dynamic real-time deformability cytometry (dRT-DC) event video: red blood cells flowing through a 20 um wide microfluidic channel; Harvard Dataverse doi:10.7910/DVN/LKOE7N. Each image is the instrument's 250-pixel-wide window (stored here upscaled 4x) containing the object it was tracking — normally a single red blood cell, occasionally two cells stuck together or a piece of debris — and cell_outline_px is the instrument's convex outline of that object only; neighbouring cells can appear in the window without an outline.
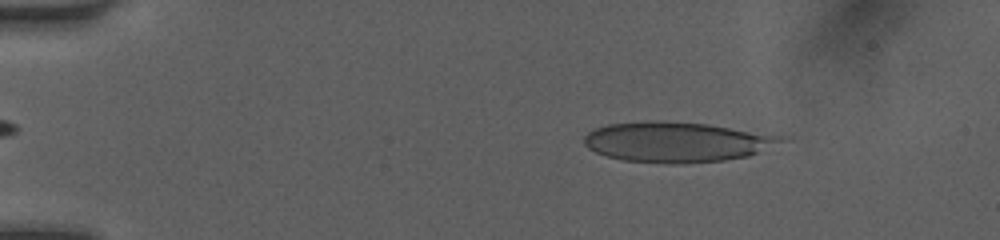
{"species": "human", "species_latin": "Homo sapiens", "temperature_condition": "room temperature", "stored_images_in_passage": 44, "camera_frame_rate_fps": 3000, "um_per_image_px": 0.085, "donor": {"sex": "female"}, "frame": {"image": 1, "passage_image": 3, "time_ms": 0.667, "image_size_px": [1000, 240], "cell_outline_px": [[780, 140], [748, 156], [724, 160], [684, 164], [668, 164], [624, 160], [608, 156], [596, 152], [588, 148], [584, 144], [584, 136], [588, 132], [596, 128], [608, 124], [708, 124], [780, 136]], "centroid_in_image_um": [57.43, 12.12], "position_along_channel_um": 27.6, "area_um2": 43.87}}
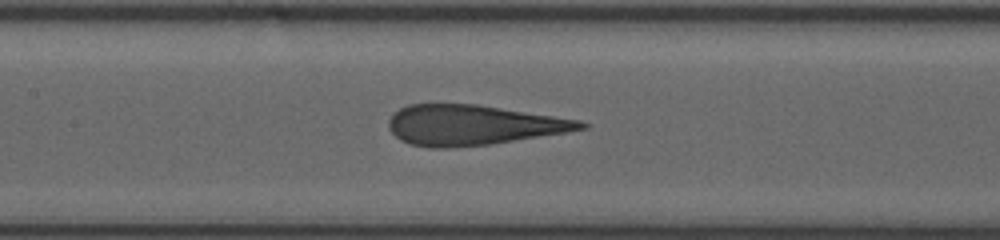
{"frame": {"image": 2, "passage_image": 19, "time_ms": 6.0, "image_size_px": [1000, 240], "cell_outline_px": [[588, 128], [568, 132], [492, 144], [448, 148], [432, 148], [412, 144], [400, 140], [388, 128], [388, 120], [392, 112], [408, 104], [476, 104], [580, 120], [588, 124]], "centroid_in_image_um": [40.17, 10.63], "position_along_channel_um": 167.2, "area_um2": 44.97}}
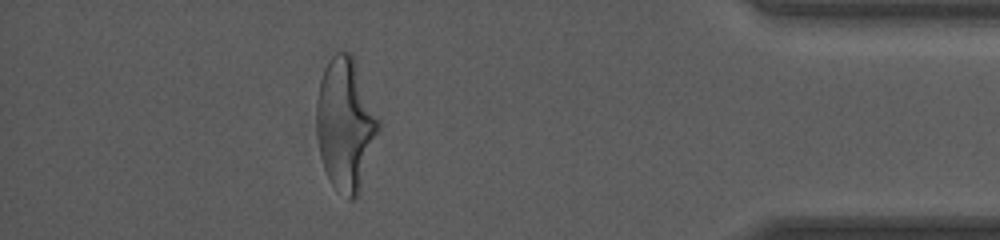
{"frame": {"image": 3, "passage_image": 39, "time_ms": 12.667, "image_size_px": [1000, 240], "cell_outline_px": [[380, 128], [360, 188], [356, 196], [352, 200], [348, 200], [332, 184], [324, 168], [320, 156], [316, 136], [316, 100], [320, 80], [324, 68], [328, 60], [336, 52], [352, 52], [356, 60], [380, 120]], "centroid_in_image_um": [29.35, 10.5], "position_along_channel_um": 405.8, "area_um2": 48.09}, "authors_computed_cell_mechanics": {"area_um2": 45.4886, "velocity_mm_per_s": 4.1688, "shape_relaxation_time_tau1_ms": 4.5278, "shape_relaxation_time_tau2_ms": 1.0237, "deformation_change_tau1": 0.1993, "deformation_change_tau2": 0.1178}}